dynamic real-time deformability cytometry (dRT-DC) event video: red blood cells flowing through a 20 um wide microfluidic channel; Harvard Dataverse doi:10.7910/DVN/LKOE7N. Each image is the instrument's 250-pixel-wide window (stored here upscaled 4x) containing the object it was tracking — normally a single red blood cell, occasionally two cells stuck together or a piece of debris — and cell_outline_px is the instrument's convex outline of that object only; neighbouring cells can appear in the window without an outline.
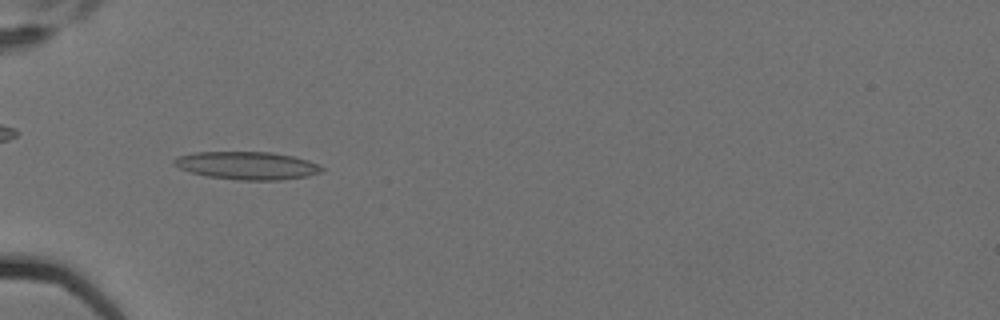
{"species": "Egyptian fruit bat (a non-hibernating species)", "species_latin": "Rousettus aegyptiacus", "temperature_condition": "cold", "stored_images_in_passage": 7, "camera_frame_rate_fps": 3000, "um_per_image_px": 0.085, "animal": {"sex": "female"}, "frame": {"image": 1, "passage_image": 6, "time_ms": 1.667, "image_size_px": [1000, 320], "cell_outline_px": [[324, 168], [320, 172], [308, 176], [280, 180], [236, 180], [208, 176], [192, 172], [180, 168], [172, 164], [172, 160], [176, 156], [196, 152], [272, 152], [292, 156], [308, 160]], "centroid_in_image_um": [20.98, 14.07], "position_along_channel_um": 64.0, "area_um2": 23.93}}